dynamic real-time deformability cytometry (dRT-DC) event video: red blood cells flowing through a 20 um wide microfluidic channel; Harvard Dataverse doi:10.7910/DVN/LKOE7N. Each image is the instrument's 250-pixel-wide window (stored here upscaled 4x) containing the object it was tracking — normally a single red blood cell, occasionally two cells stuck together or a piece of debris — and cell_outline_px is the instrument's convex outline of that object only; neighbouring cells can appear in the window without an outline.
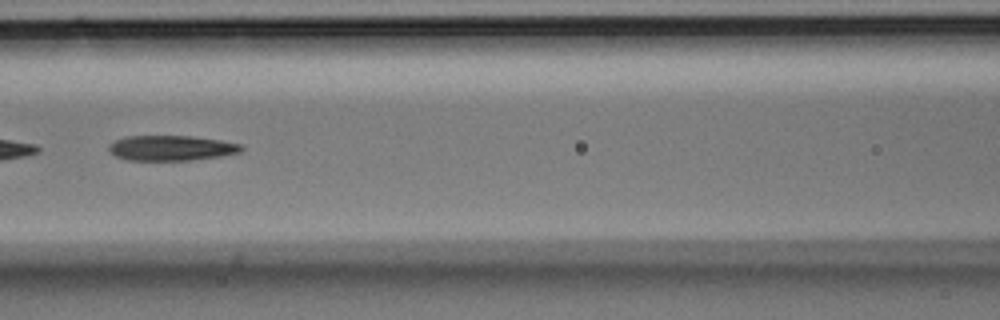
{"species": "Egyptian fruit bat (a non-hibernating species)", "species_latin": "Rousettus aegyptiacus", "temperature_condition": "room temperature", "stored_images_in_passage": 32, "camera_frame_rate_fps": 3000, "um_per_image_px": 0.085, "animal": {"sex": "male"}, "frame": {"image": 1, "passage_image": 10, "time_ms": 3.0, "image_size_px": [1000, 320], "cell_outline_px": [[244, 148], [240, 152], [220, 156], [192, 160], [128, 160], [116, 156], [108, 148], [108, 144], [124, 136], [188, 136], [220, 140], [244, 144]], "centroid_in_image_um": [14.58, 12.58], "position_along_channel_um": 152.0, "area_um2": 19.42}}
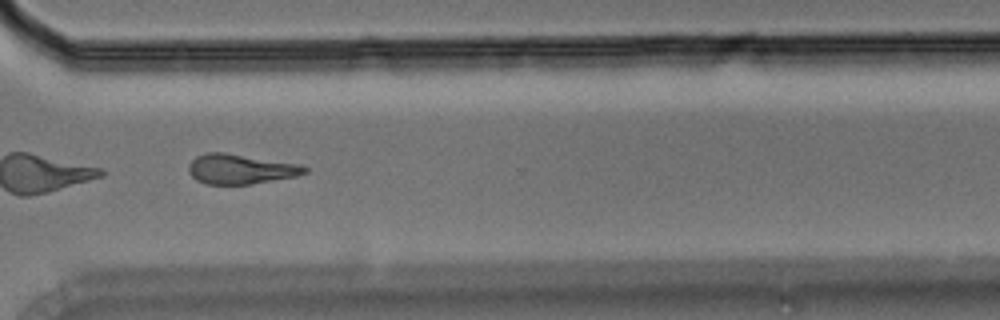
{"frame": {"image": 2, "passage_image": 23, "time_ms": 7.333, "image_size_px": [1000, 320], "cell_outline_px": [[308, 172], [296, 176], [248, 184], [208, 184], [196, 180], [188, 172], [188, 164], [196, 156], [204, 152], [224, 152], [300, 164], [308, 168]], "centroid_in_image_um": [20.41, 14.36], "position_along_channel_um": 350.2, "area_um2": 20.17}}